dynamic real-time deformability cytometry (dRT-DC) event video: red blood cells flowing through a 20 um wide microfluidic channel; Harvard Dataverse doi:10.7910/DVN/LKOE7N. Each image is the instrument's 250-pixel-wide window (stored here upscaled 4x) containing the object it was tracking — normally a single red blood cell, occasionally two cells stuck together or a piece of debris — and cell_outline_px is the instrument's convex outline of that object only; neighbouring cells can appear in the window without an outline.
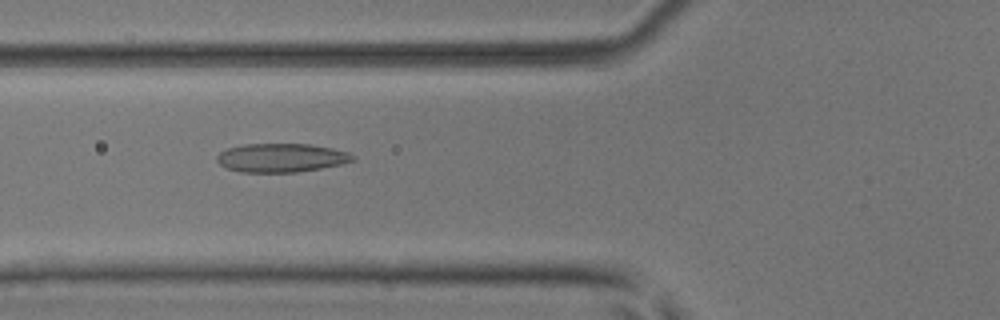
{"species": "common noctule bat (a hibernating species)", "species_latin": "Nyctalus noctula", "temperature_condition": "room temperature", "stored_images_in_passage": 51, "camera_frame_rate_fps": 3000, "um_per_image_px": 0.085, "animal": {"sex": "male", "body_mass_g": 17.9, "forearm_length_mm": 54.2}, "frame": {"image": 1, "passage_image": 19, "time_ms": 6.0, "image_size_px": [1000, 320], "cell_outline_px": [[356, 160], [340, 164], [320, 168], [296, 172], [240, 172], [228, 168], [220, 164], [216, 160], [216, 156], [220, 152], [228, 148], [244, 144], [308, 144], [332, 148], [348, 152], [356, 156]], "centroid_in_image_um": [23.91, 13.41], "position_along_channel_um": 101.9, "area_um2": 22.66}}
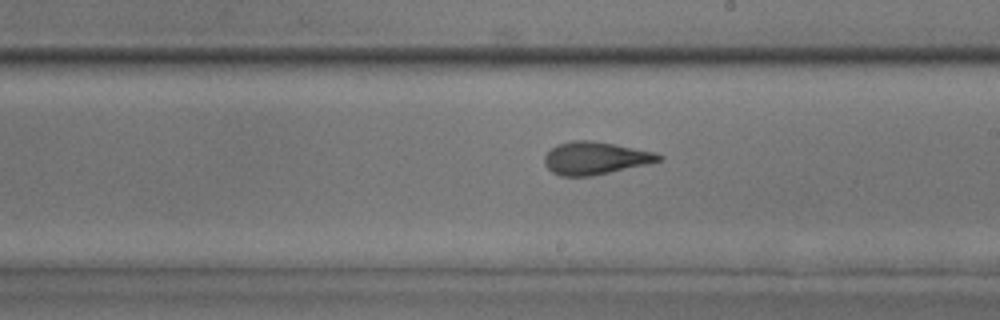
{"frame": {"image": 2, "passage_image": 29, "time_ms": 9.333, "image_size_px": [1000, 320], "cell_outline_px": [[664, 160], [648, 164], [592, 176], [560, 176], [552, 172], [544, 164], [544, 156], [556, 144], [572, 140], [592, 140], [656, 152], [664, 156]], "centroid_in_image_um": [50.61, 13.44], "position_along_channel_um": 238.4, "area_um2": 21.91}}
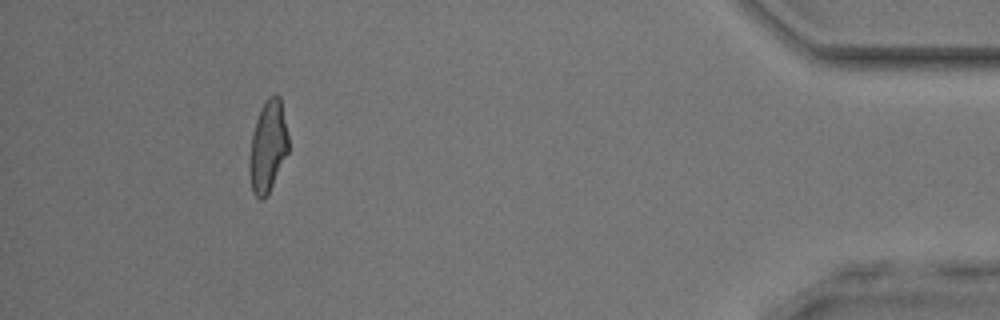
{"frame": {"image": 3, "passage_image": 46, "time_ms": 15.0, "image_size_px": [1000, 320], "cell_outline_px": [[288, 152], [268, 196], [264, 200], [260, 200], [252, 192], [248, 168], [248, 164], [252, 132], [260, 108], [268, 96], [276, 92], [280, 96], [288, 136]], "centroid_in_image_um": [22.75, 12.46], "position_along_channel_um": 412.4, "area_um2": 21.21}}